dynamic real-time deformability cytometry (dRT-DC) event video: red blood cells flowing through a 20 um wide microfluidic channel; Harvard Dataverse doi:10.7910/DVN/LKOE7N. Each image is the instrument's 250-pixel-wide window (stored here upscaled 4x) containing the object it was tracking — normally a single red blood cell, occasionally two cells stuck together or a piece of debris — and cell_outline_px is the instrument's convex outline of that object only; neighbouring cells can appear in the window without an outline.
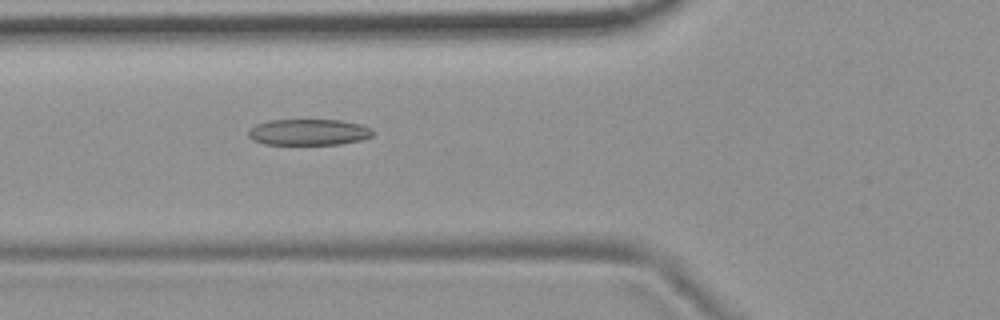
{"species": "common noctule bat (a hibernating species)", "species_latin": "Nyctalus noctula", "temperature_condition": "room temperature", "stored_images_in_passage": 40, "camera_frame_rate_fps": 3000, "um_per_image_px": 0.085, "animal": {"sex": "female", "body_mass_g": 19.9}, "frame": {"image": 1, "passage_image": 9, "time_ms": 2.667, "image_size_px": [1000, 320], "cell_outline_px": [[372, 136], [360, 140], [340, 144], [264, 144], [252, 140], [248, 136], [248, 128], [256, 124], [268, 120], [340, 120], [360, 124], [372, 128]], "centroid_in_image_um": [26.19, 11.23], "position_along_channel_um": 99.6, "area_um2": 19.02}}
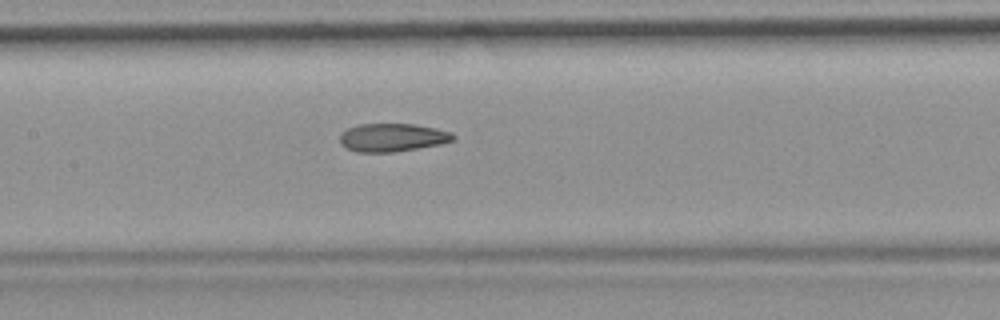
{"frame": {"image": 2, "passage_image": 15, "time_ms": 4.667, "image_size_px": [1000, 320], "cell_outline_px": [[456, 136], [452, 140], [440, 144], [392, 152], [356, 152], [340, 144], [340, 136], [348, 128], [360, 124], [416, 124], [436, 128], [452, 132]], "centroid_in_image_um": [33.36, 11.68], "position_along_channel_um": 174.0, "area_um2": 18.44}}
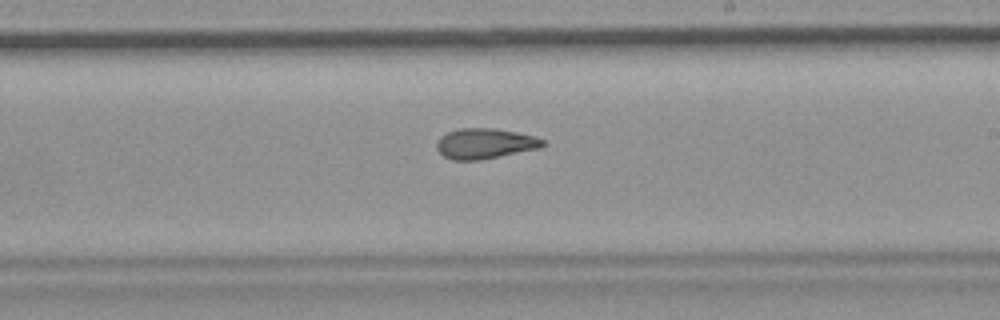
{"frame": {"image": 3, "passage_image": 21, "time_ms": 6.667, "image_size_px": [1000, 320], "cell_outline_px": [[544, 144], [540, 148], [480, 160], [452, 160], [444, 156], [436, 148], [436, 144], [440, 136], [448, 132], [460, 128], [496, 128], [536, 136], [544, 140]], "centroid_in_image_um": [41.21, 12.2], "position_along_channel_um": 247.8, "area_um2": 18.79}, "authors_computed_cell_mechanics": {"area_um2": 19.074, "velocity_mm_per_s": 3.7122, "shape_relaxation_time_tau1_ms": null, "shape_relaxation_time_tau2_ms": 3.4901, "deformation_change_tau1": null, "deformation_change_tau2": 0.117}}